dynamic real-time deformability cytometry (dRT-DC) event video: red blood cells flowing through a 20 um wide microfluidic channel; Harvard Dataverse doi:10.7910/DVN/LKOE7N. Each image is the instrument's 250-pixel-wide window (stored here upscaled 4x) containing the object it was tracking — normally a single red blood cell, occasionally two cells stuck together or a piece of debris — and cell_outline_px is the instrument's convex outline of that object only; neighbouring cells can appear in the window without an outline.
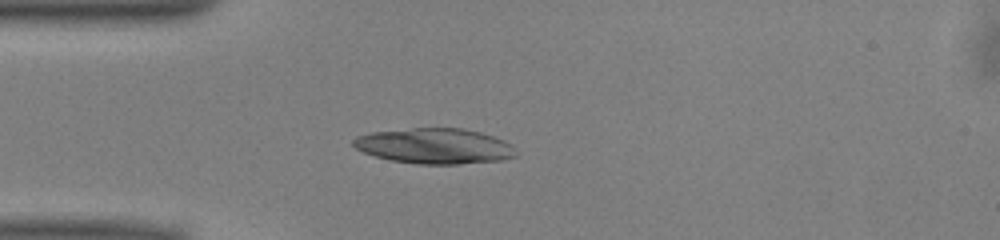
{"species": "common noctule bat (a hibernating species)", "species_latin": "Nyctalus noctula", "temperature_condition": "warm", "stored_images_in_passage": 43, "camera_frame_rate_fps": 3000, "um_per_image_px": 0.085, "animal": {"sex": "male", "body_mass_g": 13.0, "forearm_length_mm": 53.1}, "frame": {"image": 1, "passage_image": 6, "time_ms": 1.667, "image_size_px": [1000, 240], "cell_outline_px": [[516, 156], [500, 160], [460, 164], [416, 164], [392, 160], [376, 156], [364, 152], [356, 148], [352, 144], [352, 140], [356, 136], [372, 132], [412, 128], [464, 128], [480, 132], [504, 140], [512, 144]], "centroid_in_image_um": [36.94, 12.41], "position_along_channel_um": 48.1, "area_um2": 33.52}}